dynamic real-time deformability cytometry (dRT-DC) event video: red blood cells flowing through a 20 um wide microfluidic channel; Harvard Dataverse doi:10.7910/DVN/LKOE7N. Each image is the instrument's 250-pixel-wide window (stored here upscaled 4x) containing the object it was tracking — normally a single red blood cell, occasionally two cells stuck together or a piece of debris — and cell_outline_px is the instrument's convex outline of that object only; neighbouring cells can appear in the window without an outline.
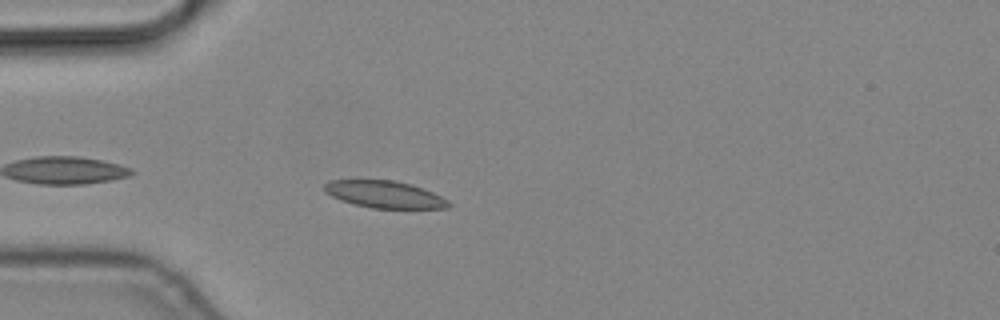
{"species": "common noctule bat (a hibernating species)", "species_latin": "Nyctalus noctula", "temperature_condition": "cold", "stored_images_in_passage": 7, "camera_frame_rate_fps": 3000, "um_per_image_px": 0.085, "animal": {"sex": "male", "body_mass_g": 19.2, "forearm_length_mm": 51.8}, "frame": {"image": 1, "passage_image": 5, "time_ms": 1.333, "image_size_px": [1000, 320], "cell_outline_px": [[452, 204], [448, 208], [372, 208], [340, 200], [324, 192], [324, 184], [332, 180], [396, 180], [412, 184], [432, 192], [448, 200]], "centroid_in_image_um": [32.69, 16.52], "position_along_channel_um": 52.3, "area_um2": 19.54}}
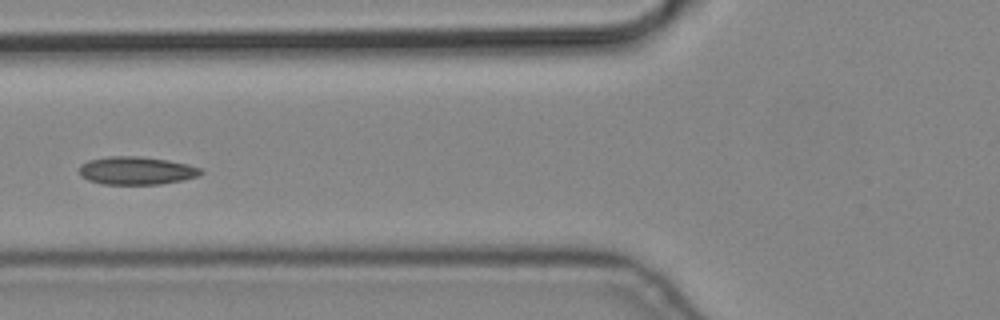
{"frame": {"image": 2, "passage_image": 7, "time_ms": 2.0, "image_size_px": [1000, 320], "cell_outline_px": [[204, 172], [200, 176], [184, 180], [160, 184], [104, 184], [88, 180], [80, 176], [80, 164], [88, 160], [108, 156], [140, 156], [168, 160], [188, 164], [200, 168]], "centroid_in_image_um": [11.61, 14.5], "position_along_channel_um": 114.2, "area_um2": 20.0}}